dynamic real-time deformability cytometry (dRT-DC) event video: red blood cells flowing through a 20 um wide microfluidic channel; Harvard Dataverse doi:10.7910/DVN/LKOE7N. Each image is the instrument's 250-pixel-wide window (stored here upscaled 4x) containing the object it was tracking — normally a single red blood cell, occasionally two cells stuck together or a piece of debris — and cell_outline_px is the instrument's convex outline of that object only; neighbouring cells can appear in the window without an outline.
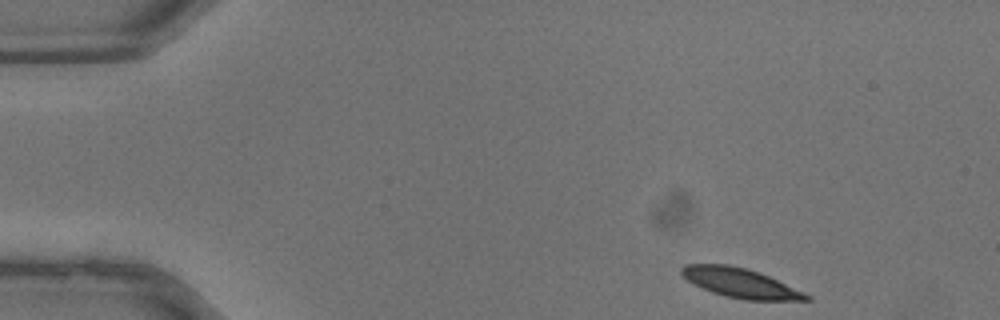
{"species": "common noctule bat (a hibernating species)", "species_latin": "Nyctalus noctula", "temperature_condition": "warm", "stored_images_in_passage": 34, "camera_frame_rate_fps": 3000, "um_per_image_px": 0.085, "animal": {"sex": "male", "body_mass_g": 13.3}, "frame": {"image": 1, "passage_image": 1, "time_ms": 0.0, "image_size_px": [1000, 320], "cell_outline_px": [[812, 300], [744, 300], [724, 296], [712, 292], [688, 280], [680, 272], [680, 268], [684, 264], [728, 264], [748, 268], [760, 272], [804, 292], [812, 296]], "centroid_in_image_um": [62.95, 24.04], "position_along_channel_um": 22.0, "area_um2": 21.39}}
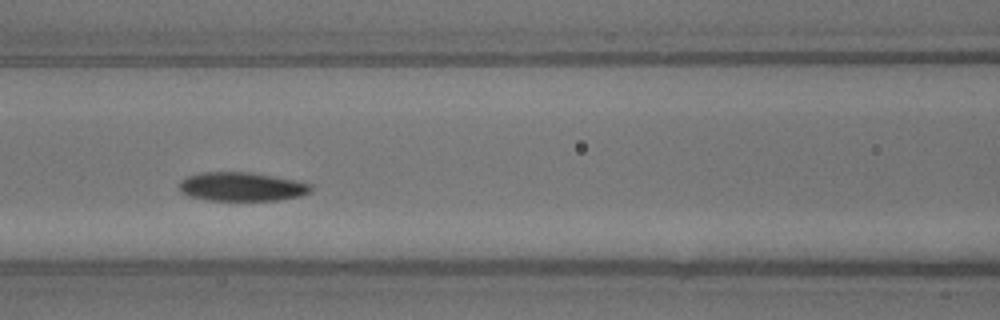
{"frame": {"image": 2, "passage_image": 13, "time_ms": 4.0, "image_size_px": [1000, 320], "cell_outline_px": [[312, 192], [300, 196], [280, 200], [208, 200], [188, 196], [180, 192], [180, 180], [188, 176], [200, 172], [252, 172], [296, 180], [312, 184]], "centroid_in_image_um": [20.57, 15.86], "position_along_channel_um": 146.0, "area_um2": 22.31}}
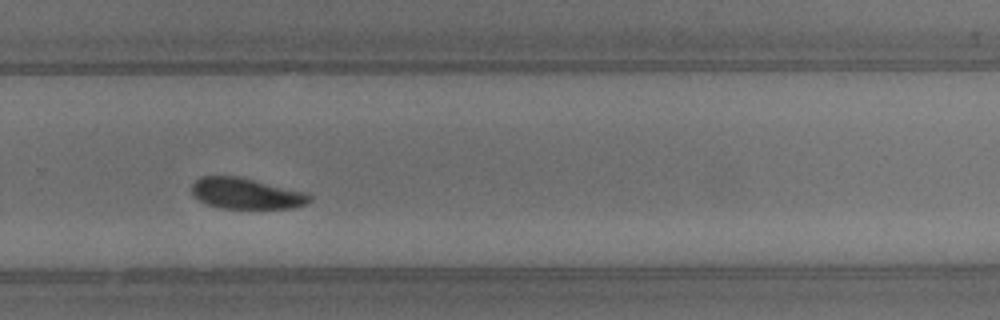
{"frame": {"image": 3, "passage_image": 22, "time_ms": 7.0, "image_size_px": [1000, 320], "cell_outline_px": [[312, 200], [308, 204], [296, 208], [220, 208], [208, 204], [200, 200], [192, 192], [192, 184], [200, 176], [240, 176], [308, 192], [312, 196]], "centroid_in_image_um": [21.01, 16.44], "position_along_channel_um": 308.8, "area_um2": 21.5}}